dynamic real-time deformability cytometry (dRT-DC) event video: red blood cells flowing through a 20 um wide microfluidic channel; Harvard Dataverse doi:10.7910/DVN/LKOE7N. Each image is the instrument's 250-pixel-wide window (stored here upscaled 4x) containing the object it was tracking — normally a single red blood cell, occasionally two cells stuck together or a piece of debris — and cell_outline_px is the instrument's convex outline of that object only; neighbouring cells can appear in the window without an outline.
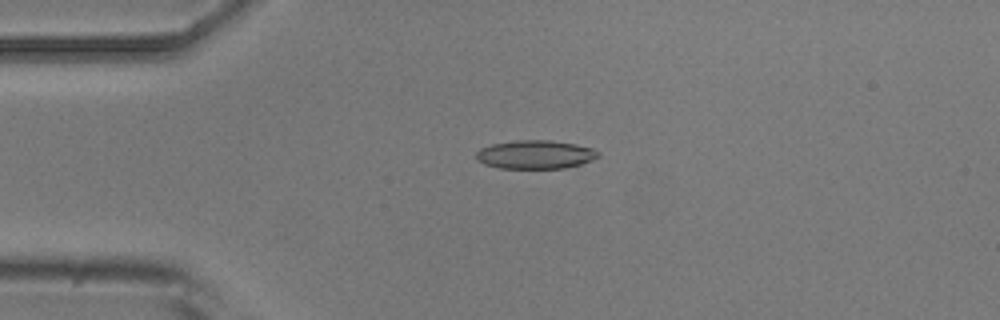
{"species": "common noctule bat (a hibernating species)", "species_latin": "Nyctalus noctula", "temperature_condition": "room temperature", "stored_images_in_passage": 5, "camera_frame_rate_fps": 3000, "um_per_image_px": 0.085, "animal": {"sex": "male", "body_mass_g": 20.5, "forearm_length_mm": 52.5}, "frame": {"image": 1, "passage_image": 4, "time_ms": 3.333, "image_size_px": [1000, 320], "cell_outline_px": [[600, 156], [592, 160], [580, 164], [564, 168], [500, 168], [484, 164], [476, 160], [476, 152], [480, 148], [492, 144], [516, 140], [548, 140], [576, 144], [592, 148], [600, 152]], "centroid_in_image_um": [45.5, 13.13], "position_along_channel_um": 39.5, "area_um2": 20.35}}